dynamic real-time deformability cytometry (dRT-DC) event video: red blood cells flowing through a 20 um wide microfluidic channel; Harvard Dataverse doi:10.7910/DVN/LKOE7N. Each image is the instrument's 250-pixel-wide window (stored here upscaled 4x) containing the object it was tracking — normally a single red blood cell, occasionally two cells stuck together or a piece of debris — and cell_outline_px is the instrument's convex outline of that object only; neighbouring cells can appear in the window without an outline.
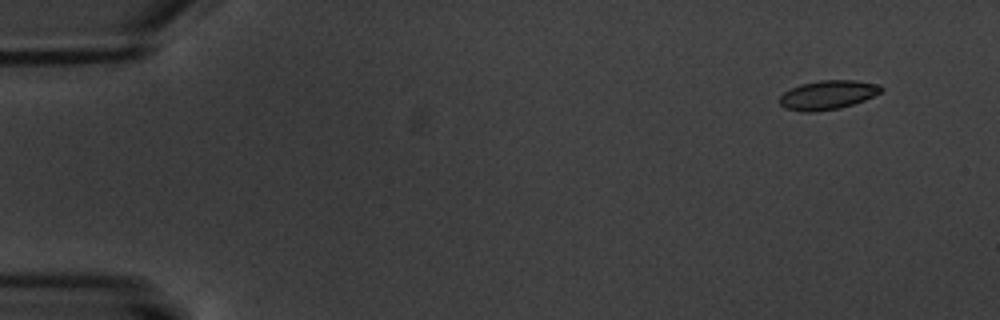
{"species": "common noctule bat (a hibernating species)", "species_latin": "Nyctalus noctula", "temperature_condition": "warm", "stored_images_in_passage": 6, "camera_frame_rate_fps": 3000, "um_per_image_px": 0.085, "animal": {"sex": "male", "body_mass_g": 20.1, "forearm_length_mm": 53.5}, "frame": {"image": 1, "passage_image": 2, "time_ms": 1.333, "image_size_px": [1000, 320], "cell_outline_px": [[884, 88], [880, 92], [864, 100], [840, 108], [812, 112], [804, 112], [784, 108], [780, 104], [780, 96], [784, 92], [800, 84], [820, 80], [856, 80], [880, 84]], "centroid_in_image_um": [70.36, 8.06], "position_along_channel_um": 14.6, "area_um2": 17.17}}
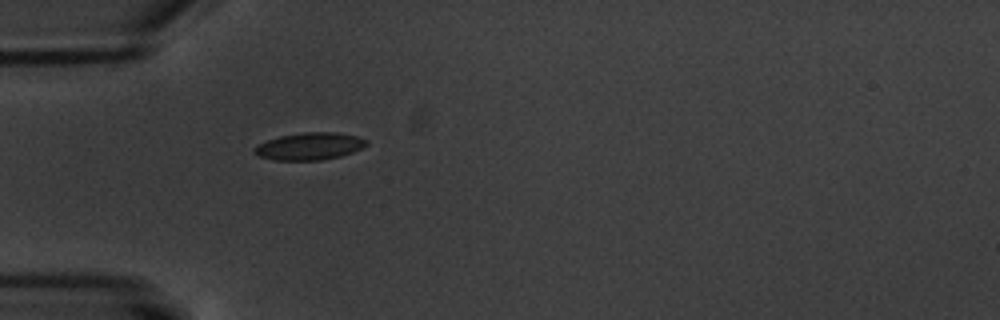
{"frame": {"image": 2, "passage_image": 6, "time_ms": 6.0, "image_size_px": [1000, 320], "cell_outline_px": [[368, 144], [352, 152], [340, 156], [320, 160], [272, 160], [260, 156], [252, 152], [252, 148], [256, 144], [280, 136], [304, 132], [336, 132], [356, 136], [368, 140]], "centroid_in_image_um": [26.27, 12.43], "position_along_channel_um": 58.7, "area_um2": 17.8}}